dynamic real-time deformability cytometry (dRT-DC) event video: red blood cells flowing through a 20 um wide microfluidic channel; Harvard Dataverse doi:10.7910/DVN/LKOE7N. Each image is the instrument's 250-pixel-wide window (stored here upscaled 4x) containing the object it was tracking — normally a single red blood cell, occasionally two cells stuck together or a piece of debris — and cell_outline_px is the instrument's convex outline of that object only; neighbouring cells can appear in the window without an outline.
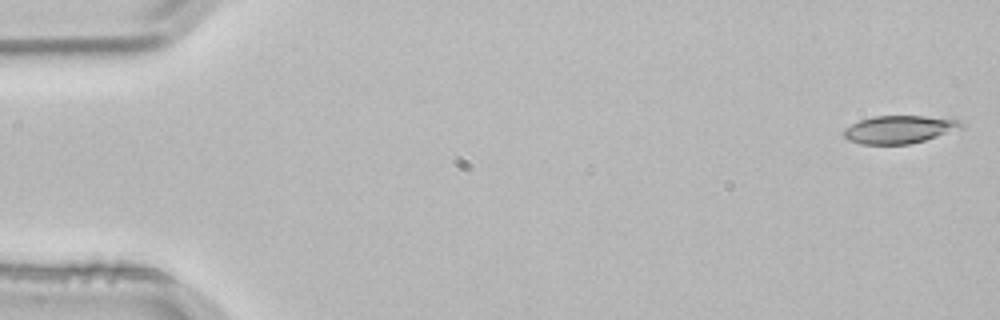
{"species": "common noctule bat (a hibernating species)", "species_latin": "Nyctalus noctula", "temperature_condition": "room temperature", "stored_images_in_passage": 3, "camera_frame_rate_fps": 3000, "um_per_image_px": 0.085, "animal": {"sex": "male", "body_mass_g": 21.5, "forearm_length_mm": 52.0}, "frame": {"image": 1, "passage_image": 3, "time_ms": 0.667, "image_size_px": [1000, 320], "cell_outline_px": [[964, 128], [924, 140], [908, 144], [860, 144], [848, 140], [844, 136], [844, 128], [860, 120], [876, 116], [924, 116], [960, 120], [964, 124]], "centroid_in_image_um": [76.45, 11.0], "position_along_channel_um": 8.5, "area_um2": 18.96}}